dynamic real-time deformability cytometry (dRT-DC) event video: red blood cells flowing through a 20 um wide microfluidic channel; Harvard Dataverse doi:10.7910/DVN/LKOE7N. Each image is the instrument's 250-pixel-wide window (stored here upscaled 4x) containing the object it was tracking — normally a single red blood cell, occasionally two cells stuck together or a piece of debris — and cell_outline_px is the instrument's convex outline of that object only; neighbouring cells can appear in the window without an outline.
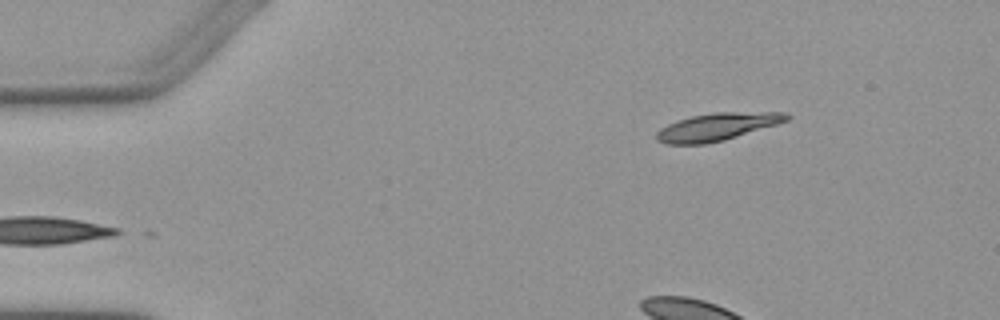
{"species": "Egyptian fruit bat (a non-hibernating species)", "species_latin": "Rousettus aegyptiacus", "temperature_condition": "warm", "stored_images_in_passage": 2, "camera_frame_rate_fps": 3000, "um_per_image_px": 0.085, "animal": {"sex": "female"}, "frame": {"image": 1, "passage_image": 2, "time_ms": 1.333, "image_size_px": [1000, 320], "cell_outline_px": [[792, 116], [788, 120], [776, 124], [724, 140], [704, 144], [664, 144], [656, 140], [656, 132], [660, 128], [676, 120], [692, 116], [716, 112], [788, 112]], "centroid_in_image_um": [60.94, 10.77], "position_along_channel_um": 24.1, "area_um2": 20.87}}